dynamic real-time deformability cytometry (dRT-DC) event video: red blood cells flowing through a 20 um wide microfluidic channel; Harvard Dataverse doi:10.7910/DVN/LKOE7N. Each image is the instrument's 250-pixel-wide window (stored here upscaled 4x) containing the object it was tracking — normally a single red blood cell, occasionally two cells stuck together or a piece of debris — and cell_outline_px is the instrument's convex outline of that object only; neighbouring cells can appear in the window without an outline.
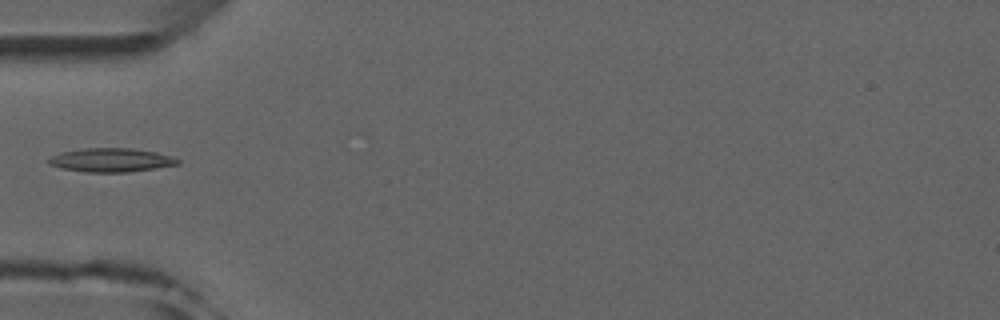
{"species": "common noctule bat (a hibernating species)", "species_latin": "Nyctalus noctula", "temperature_condition": "room temperature", "stored_images_in_passage": 5, "camera_frame_rate_fps": 3000, "um_per_image_px": 0.085, "animal": {"sex": "male", "forearm_length_mm": 52.5}, "frame": {"image": 1, "passage_image": 4, "time_ms": 3.667, "image_size_px": [1000, 320], "cell_outline_px": [[180, 164], [128, 172], [88, 172], [60, 168], [48, 164], [48, 160], [52, 156], [60, 152], [84, 148], [132, 148], [156, 152], [176, 156], [180, 160]], "centroid_in_image_um": [9.48, 13.6], "position_along_channel_um": 75.5, "area_um2": 17.98}}
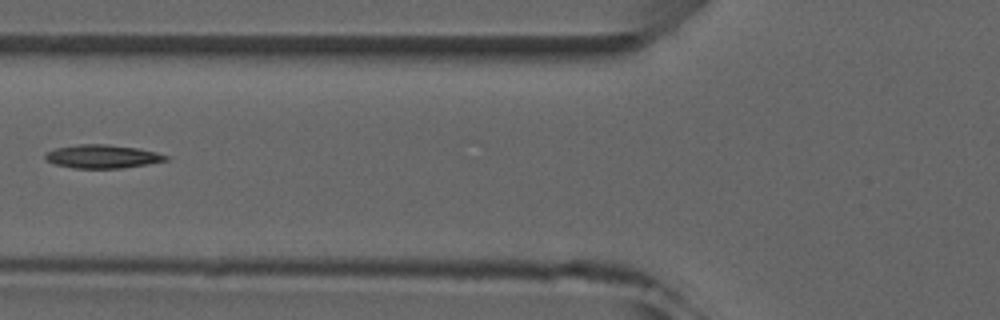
{"frame": {"image": 2, "passage_image": 5, "time_ms": 4.667, "image_size_px": [1000, 320], "cell_outline_px": [[172, 156], [168, 160], [120, 168], [76, 168], [56, 164], [44, 160], [44, 156], [48, 152], [56, 148], [80, 144], [108, 144], [136, 148], [156, 152]], "centroid_in_image_um": [8.71, 13.29], "position_along_channel_um": 117.1, "area_um2": 16.3}}